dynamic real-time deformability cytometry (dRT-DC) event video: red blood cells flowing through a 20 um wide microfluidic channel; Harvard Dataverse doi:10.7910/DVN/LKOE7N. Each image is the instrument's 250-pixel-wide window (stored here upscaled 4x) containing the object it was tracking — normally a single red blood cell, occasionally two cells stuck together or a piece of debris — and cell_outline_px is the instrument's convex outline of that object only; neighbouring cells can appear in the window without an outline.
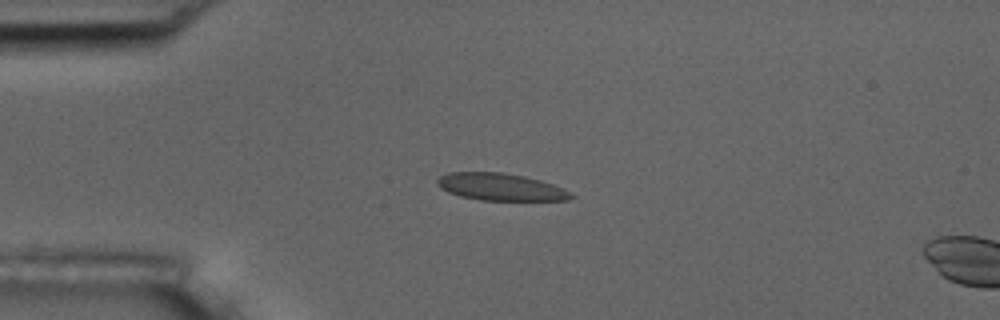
{"species": "common noctule bat (a hibernating species)", "species_latin": "Nyctalus noctula", "temperature_condition": "room temperature", "stored_images_in_passage": 4, "camera_frame_rate_fps": 3000, "um_per_image_px": 0.085, "animal": {"sex": "male", "body_mass_g": 17.5, "forearm_length_mm": 52.3}, "frame": {"image": 1, "passage_image": 3, "time_ms": 2.333, "image_size_px": [1000, 320], "cell_outline_px": [[576, 196], [568, 200], [480, 200], [460, 196], [448, 192], [440, 188], [436, 184], [436, 180], [440, 176], [448, 172], [500, 172], [524, 176], [540, 180], [564, 188]], "centroid_in_image_um": [42.54, 15.89], "position_along_channel_um": 42.5, "area_um2": 21.27}}